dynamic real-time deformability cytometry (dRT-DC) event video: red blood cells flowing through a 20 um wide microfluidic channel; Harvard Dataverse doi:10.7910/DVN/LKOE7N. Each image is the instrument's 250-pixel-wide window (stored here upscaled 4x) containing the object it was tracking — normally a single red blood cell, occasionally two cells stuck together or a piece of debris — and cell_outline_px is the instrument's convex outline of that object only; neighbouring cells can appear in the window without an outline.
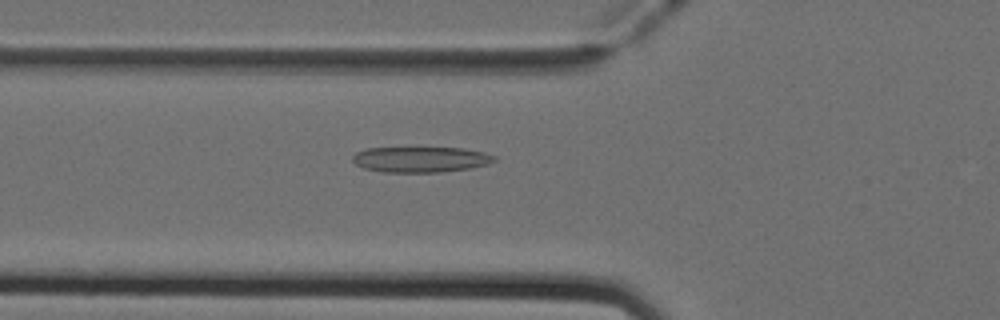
{"species": "Egyptian fruit bat (a non-hibernating species)", "species_latin": "Rousettus aegyptiacus", "temperature_condition": "cold", "stored_images_in_passage": 50, "camera_frame_rate_fps": 3000, "um_per_image_px": 0.085, "animal": {"sex": "female"}, "frame": {"image": 1, "passage_image": 18, "time_ms": 5.667, "image_size_px": [1000, 320], "cell_outline_px": [[496, 160], [488, 164], [468, 168], [440, 172], [380, 172], [364, 168], [356, 164], [352, 160], [352, 156], [356, 152], [368, 148], [464, 148], [484, 152], [496, 156]], "centroid_in_image_um": [35.75, 13.55], "position_along_channel_um": 90.1, "area_um2": 21.1}}
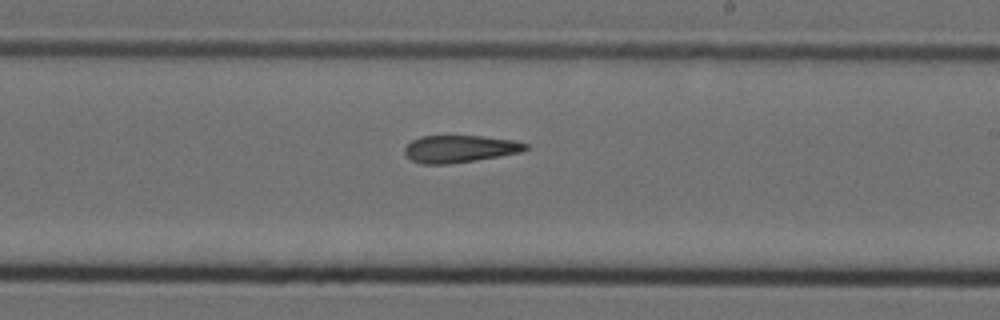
{"frame": {"image": 2, "passage_image": 30, "time_ms": 9.667, "image_size_px": [1000, 320], "cell_outline_px": [[528, 148], [520, 152], [500, 156], [476, 160], [448, 164], [420, 164], [412, 160], [404, 152], [404, 148], [412, 140], [420, 136], [480, 136], [512, 140], [528, 144]], "centroid_in_image_um": [39.06, 12.65], "position_along_channel_um": 249.9, "area_um2": 19.07}}
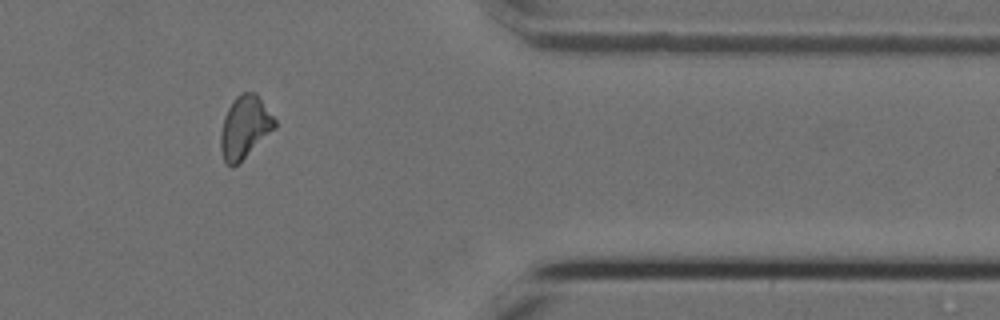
{"frame": {"image": 3, "passage_image": 42, "time_ms": 13.667, "image_size_px": [1000, 320], "cell_outline_px": [[276, 128], [232, 168], [224, 160], [220, 148], [220, 132], [224, 116], [232, 100], [240, 92], [256, 92], [276, 120]], "centroid_in_image_um": [20.79, 10.77], "position_along_channel_um": 390.6, "area_um2": 19.65}, "authors_computed_cell_mechanics": {"area_um2": 20.1722, "velocity_mm_per_s": 3.9878, "shape_relaxation_time_tau1_ms": null, "shape_relaxation_time_tau2_ms": 6.593, "deformation_change_tau1": null, "deformation_change_tau2": 0.179}}